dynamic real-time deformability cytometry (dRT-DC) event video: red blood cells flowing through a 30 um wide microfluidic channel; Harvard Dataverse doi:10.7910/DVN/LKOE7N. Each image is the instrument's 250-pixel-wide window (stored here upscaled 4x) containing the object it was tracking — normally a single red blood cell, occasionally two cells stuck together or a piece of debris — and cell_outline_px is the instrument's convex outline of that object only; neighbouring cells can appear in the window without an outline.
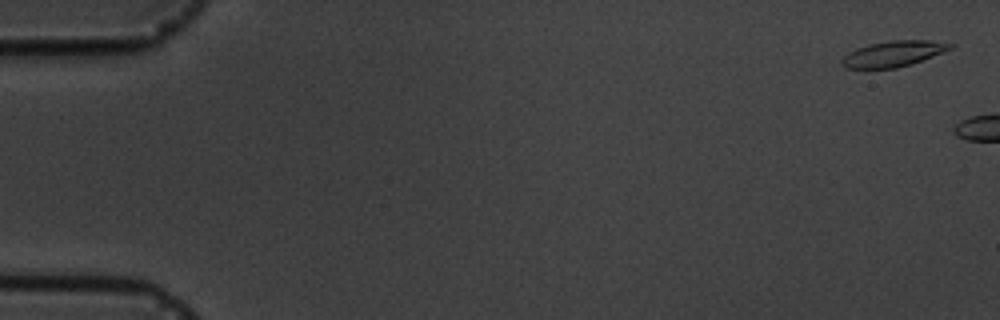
{"species": "common noctule bat (a hibernating species)", "species_latin": "Nyctalus noctula", "temperature_condition": "cold", "stored_images_in_passage": 6, "camera_frame_rate_fps": 3000, "um_per_image_px": 0.085, "animal": {"sex": "male", "body_mass_g": 19.5, "forearm_length_mm": 54.6}, "frame": {"image": 1, "passage_image": 1, "time_ms": 0.0, "image_size_px": [1000, 320], "cell_outline_px": [[956, 44], [952, 48], [912, 64], [896, 68], [844, 68], [840, 64], [840, 60], [848, 52], [856, 48], [868, 44], [892, 40], [928, 40]], "centroid_in_image_um": [75.89, 4.57], "position_along_channel_um": 9.1, "area_um2": 16.3}}